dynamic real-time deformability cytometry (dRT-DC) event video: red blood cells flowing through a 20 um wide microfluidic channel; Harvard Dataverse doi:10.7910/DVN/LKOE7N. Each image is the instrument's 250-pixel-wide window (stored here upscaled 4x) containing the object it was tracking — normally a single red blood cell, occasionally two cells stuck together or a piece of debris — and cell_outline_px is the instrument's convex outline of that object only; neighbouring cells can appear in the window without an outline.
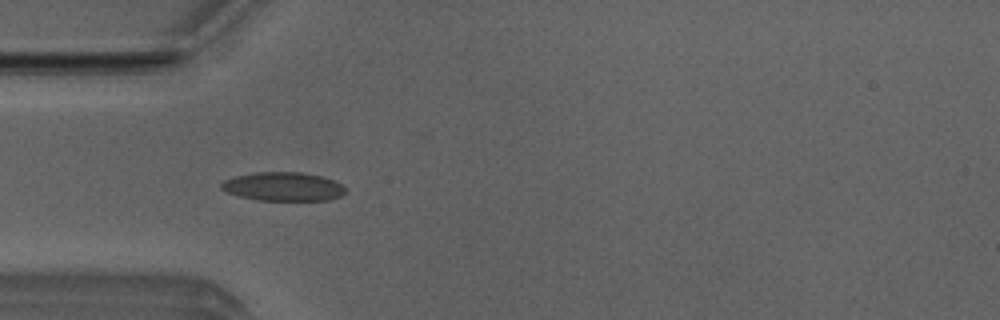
{"species": "Egyptian fruit bat (a non-hibernating species)", "species_latin": "Rousettus aegyptiacus", "temperature_condition": "room temperature", "stored_images_in_passage": 9, "camera_frame_rate_fps": 3000, "um_per_image_px": 0.085, "animal": {"sex": "male"}, "frame": {"image": 1, "passage_image": 5, "time_ms": 1.333, "image_size_px": [1000, 320], "cell_outline_px": [[344, 192], [340, 196], [328, 200], [256, 200], [240, 196], [228, 192], [220, 188], [220, 184], [224, 180], [236, 176], [256, 172], [300, 172], [320, 176], [332, 180], [340, 184], [344, 188]], "centroid_in_image_um": [24.04, 15.86], "position_along_channel_um": 61.0, "area_um2": 20.52}}
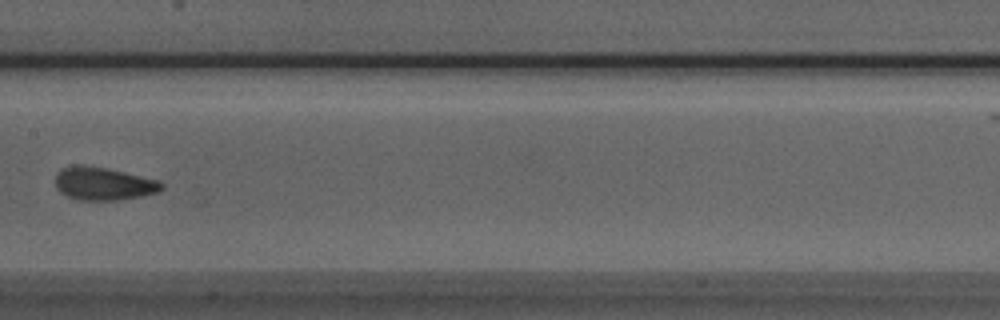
{"frame": {"image": 2, "passage_image": 8, "time_ms": 2.333, "image_size_px": [1000, 320], "cell_outline_px": [[164, 188], [156, 192], [144, 196], [116, 200], [80, 200], [68, 196], [60, 192], [56, 188], [56, 172], [72, 164], [84, 164], [108, 168], [160, 180], [164, 184]], "centroid_in_image_um": [8.8, 15.59], "position_along_channel_um": 198.6, "area_um2": 20.69}}